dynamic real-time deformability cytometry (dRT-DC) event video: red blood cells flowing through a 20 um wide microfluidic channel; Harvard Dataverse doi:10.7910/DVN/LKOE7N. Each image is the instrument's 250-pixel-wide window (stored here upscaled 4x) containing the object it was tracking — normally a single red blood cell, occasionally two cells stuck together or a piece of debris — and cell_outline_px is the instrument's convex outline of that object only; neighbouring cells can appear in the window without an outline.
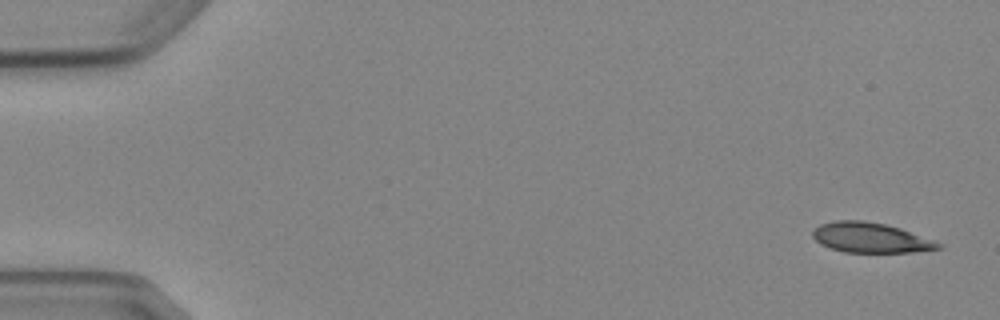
{"species": "Egyptian fruit bat (a non-hibernating species)", "species_latin": "Rousettus aegyptiacus", "temperature_condition": "cold", "stored_images_in_passage": 5, "camera_frame_rate_fps": 3000, "um_per_image_px": 0.085, "animal": {"sex": "female"}, "frame": {"image": 1, "passage_image": 1, "time_ms": 0.0, "image_size_px": [1000, 320], "cell_outline_px": [[944, 248], [912, 252], [844, 252], [820, 244], [812, 236], [812, 232], [820, 224], [836, 220], [864, 220], [884, 224], [900, 228], [936, 240], [944, 244]], "centroid_in_image_um": [74.05, 20.2], "position_along_channel_um": 10.9, "area_um2": 22.08}}
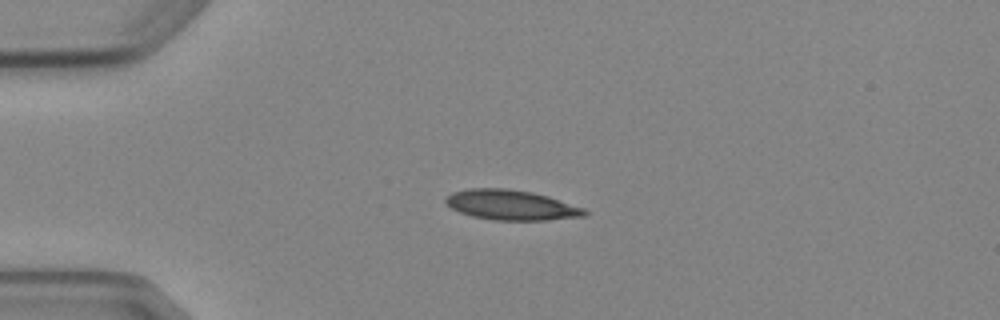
{"frame": {"image": 2, "passage_image": 4, "time_ms": 3.667, "image_size_px": [1000, 320], "cell_outline_px": [[588, 216], [548, 220], [496, 220], [472, 216], [460, 212], [444, 204], [444, 196], [452, 192], [468, 188], [508, 188], [532, 192], [548, 196], [584, 208], [588, 212]], "centroid_in_image_um": [43.43, 17.42], "position_along_channel_um": 41.6, "area_um2": 24.57}}